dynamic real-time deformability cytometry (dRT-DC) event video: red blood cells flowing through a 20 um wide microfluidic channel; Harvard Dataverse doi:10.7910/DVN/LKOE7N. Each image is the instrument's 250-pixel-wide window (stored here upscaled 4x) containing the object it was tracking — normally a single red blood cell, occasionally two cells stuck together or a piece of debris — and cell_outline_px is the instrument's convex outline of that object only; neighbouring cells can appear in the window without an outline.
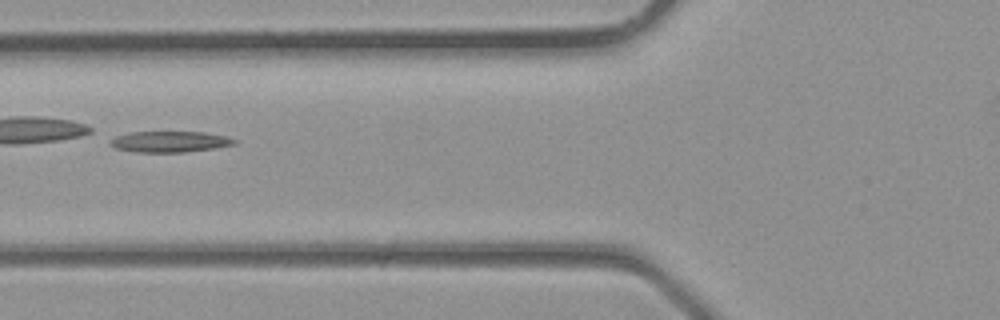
{"species": "common noctule bat (a hibernating species)", "species_latin": "Nyctalus noctula", "temperature_condition": "room temperature", "stored_images_in_passage": 5, "camera_frame_rate_fps": 3000, "um_per_image_px": 0.085, "animal": {"sex": "male", "body_mass_g": 23.1, "forearm_length_mm": 52.7}, "frame": {"image": 1, "passage_image": 5, "time_ms": 1.333, "image_size_px": [1000, 320], "cell_outline_px": [[236, 144], [212, 148], [184, 152], [136, 152], [116, 148], [112, 144], [112, 140], [116, 136], [132, 132], [204, 132], [224, 136], [236, 140]], "centroid_in_image_um": [14.45, 12.04], "position_along_channel_um": 111.3, "area_um2": 14.8}}